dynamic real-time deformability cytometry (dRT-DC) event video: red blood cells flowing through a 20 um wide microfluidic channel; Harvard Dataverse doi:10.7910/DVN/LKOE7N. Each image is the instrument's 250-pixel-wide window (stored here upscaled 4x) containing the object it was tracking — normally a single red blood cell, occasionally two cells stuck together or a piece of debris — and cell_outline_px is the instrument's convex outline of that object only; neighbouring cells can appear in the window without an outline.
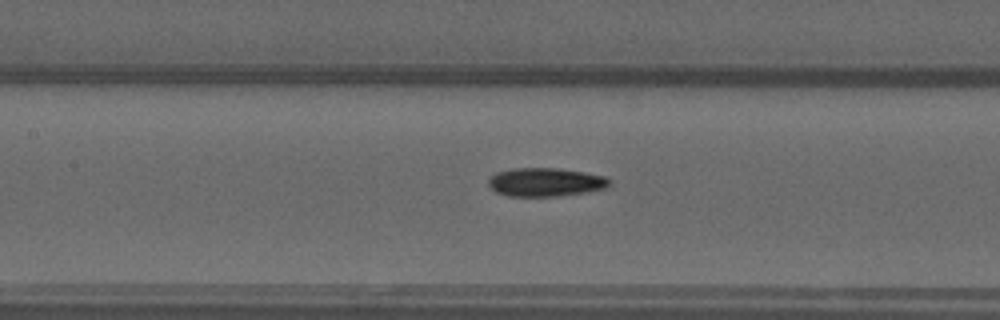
{"species": "common noctule bat (a hibernating species)", "species_latin": "Nyctalus noctula", "temperature_condition": "warm", "stored_images_in_passage": 39, "camera_frame_rate_fps": 3000, "um_per_image_px": 0.085, "animal": {"sex": "male", "forearm_length_mm": 52.5}, "frame": {"image": 1, "passage_image": 22, "time_ms": 7.0, "image_size_px": [1000, 320], "cell_outline_px": [[612, 184], [608, 188], [588, 192], [556, 196], [508, 196], [496, 192], [488, 184], [488, 180], [496, 172], [512, 168], [560, 168], [584, 172], [604, 176]], "centroid_in_image_um": [46.38, 15.48], "position_along_channel_um": 161.0, "area_um2": 20.23}}
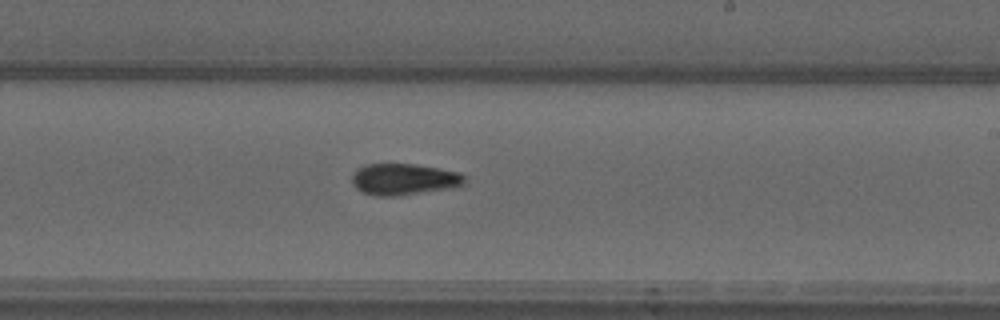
{"frame": {"image": 2, "passage_image": 29, "time_ms": 9.333, "image_size_px": [1000, 320], "cell_outline_px": [[464, 184], [452, 188], [396, 196], [376, 196], [364, 192], [356, 188], [352, 184], [352, 176], [360, 168], [368, 164], [412, 164], [460, 172], [464, 176]], "centroid_in_image_um": [34.34, 15.25], "position_along_channel_um": 254.7, "area_um2": 20.35}}
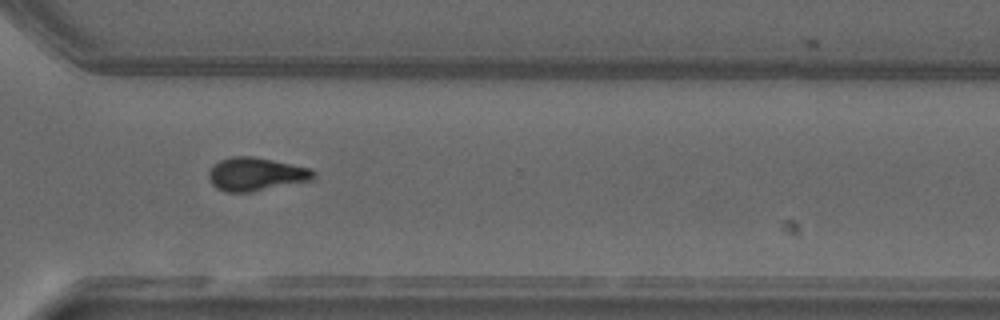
{"frame": {"image": 3, "passage_image": 36, "time_ms": 11.667, "image_size_px": [1000, 320], "cell_outline_px": [[316, 176], [312, 180], [252, 192], [224, 192], [216, 188], [208, 180], [208, 172], [220, 160], [232, 156], [252, 156], [292, 164], [308, 168], [316, 172]], "centroid_in_image_um": [21.74, 14.82], "position_along_channel_um": 348.9, "area_um2": 20.35}, "authors_computed_cell_mechanics": {"area_um2": 19.4786, "velocity_mm_per_s": 4.0465, "shape_relaxation_time_tau1_ms": 8.2872, "shape_relaxation_time_tau2_ms": 9.4999, "deformation_change_tau1": 0.249, "deformation_change_tau2": 0.1853}}